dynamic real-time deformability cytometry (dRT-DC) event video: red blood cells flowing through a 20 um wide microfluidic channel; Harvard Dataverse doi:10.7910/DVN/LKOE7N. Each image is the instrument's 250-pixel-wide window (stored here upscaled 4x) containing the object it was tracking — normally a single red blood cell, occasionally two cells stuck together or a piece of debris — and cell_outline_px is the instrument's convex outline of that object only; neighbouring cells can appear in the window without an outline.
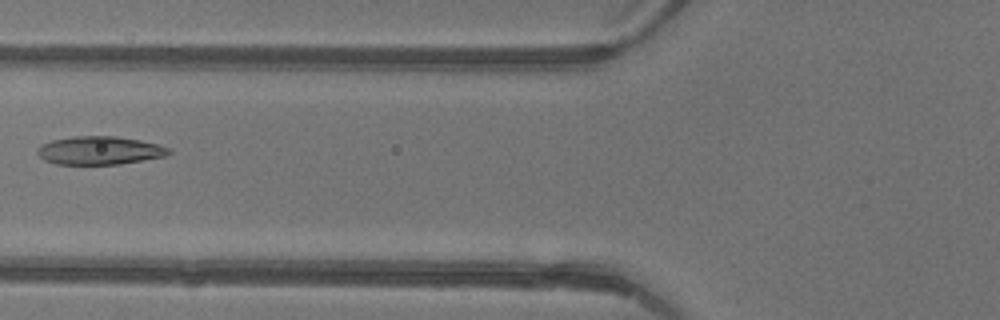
{"species": "common noctule bat (a hibernating species)", "species_latin": "Nyctalus noctula", "temperature_condition": "warm", "stored_images_in_passage": 4, "camera_frame_rate_fps": 3000, "um_per_image_px": 0.085, "animal": {"sex": "female"}, "frame": {"image": 1, "passage_image": 4, "time_ms": 1.0, "image_size_px": [1000, 320], "cell_outline_px": [[172, 152], [164, 156], [120, 164], [56, 164], [44, 160], [36, 152], [36, 148], [40, 144], [52, 140], [72, 136], [116, 136], [140, 140], [160, 144], [172, 148]], "centroid_in_image_um": [8.46, 12.78], "position_along_channel_um": 117.3, "area_um2": 21.85}}